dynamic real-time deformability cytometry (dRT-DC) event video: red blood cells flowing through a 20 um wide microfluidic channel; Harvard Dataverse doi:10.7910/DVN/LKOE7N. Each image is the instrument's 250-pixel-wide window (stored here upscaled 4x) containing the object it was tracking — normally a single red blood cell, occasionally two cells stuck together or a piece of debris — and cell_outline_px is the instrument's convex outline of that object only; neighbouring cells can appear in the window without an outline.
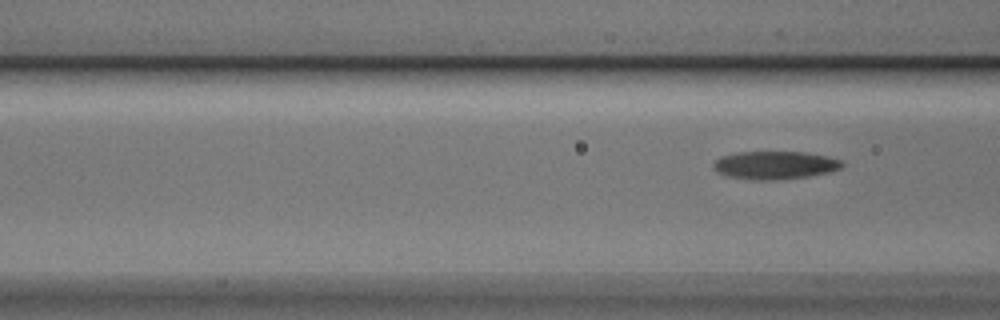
{"species": "Egyptian fruit bat (a non-hibernating species)", "species_latin": "Rousettus aegyptiacus", "temperature_condition": "cold", "stored_images_in_passage": 7, "segment_of_instrument_passage": [2, 2], "camera_frame_rate_fps": 3000, "um_per_image_px": 0.085, "animal": {"sex": "male"}, "frame": {"image": 1, "passage_image": 7, "time_ms": 2.0, "image_size_px": [1000, 320], "cell_outline_px": [[844, 164], [840, 168], [828, 172], [808, 176], [768, 180], [756, 180], [728, 176], [720, 172], [712, 164], [720, 156], [740, 152], [804, 152], [828, 156], [840, 160]], "centroid_in_image_um": [65.88, 14.02], "position_along_channel_um": 100.7, "area_um2": 20.63}}